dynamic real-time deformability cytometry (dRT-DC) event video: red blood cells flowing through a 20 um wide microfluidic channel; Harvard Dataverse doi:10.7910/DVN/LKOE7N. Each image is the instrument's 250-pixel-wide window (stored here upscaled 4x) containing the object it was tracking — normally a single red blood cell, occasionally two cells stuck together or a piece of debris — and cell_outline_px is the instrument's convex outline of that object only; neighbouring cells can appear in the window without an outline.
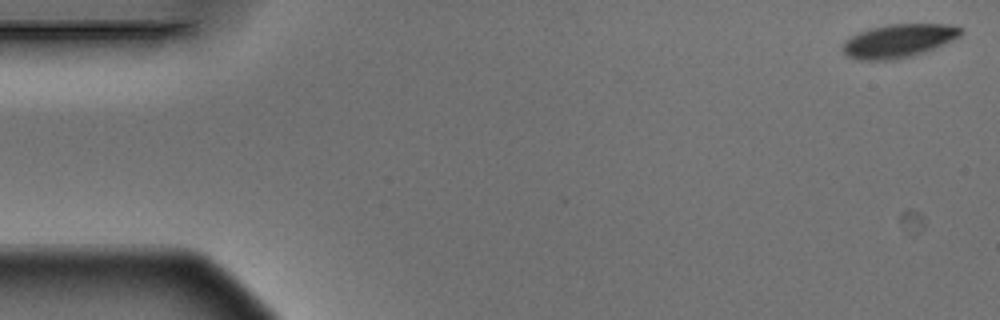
{"species": "Egyptian fruit bat (a non-hibernating species)", "species_latin": "Rousettus aegyptiacus", "temperature_condition": "warm", "stored_images_in_passage": 4, "camera_frame_rate_fps": 3000, "um_per_image_px": 0.085, "animal": {"sex": "male"}, "frame": {"image": 1, "passage_image": 1, "time_ms": 0.0, "image_size_px": [1000, 320], "cell_outline_px": [[964, 32], [960, 36], [952, 40], [924, 52], [912, 56], [896, 60], [860, 60], [848, 56], [844, 52], [844, 40], [860, 32], [872, 28], [892, 24], [956, 24], [964, 28]], "centroid_in_image_um": [76.44, 3.46], "position_along_channel_um": 8.6, "area_um2": 22.95}}
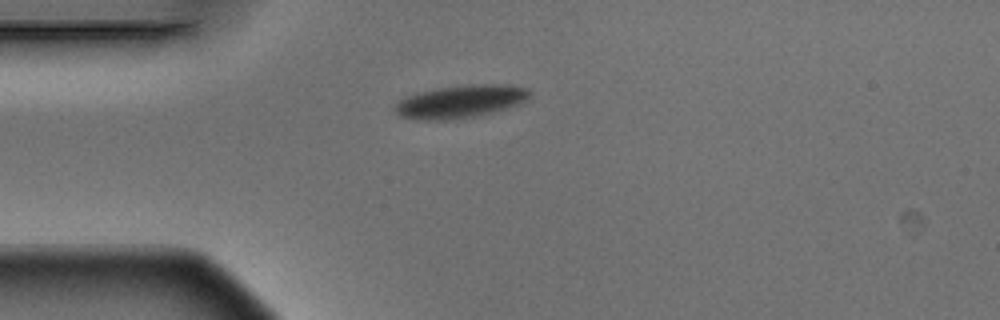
{"frame": {"image": 2, "passage_image": 4, "time_ms": 1.0, "image_size_px": [1000, 320], "cell_outline_px": [[532, 92], [520, 104], [492, 112], [476, 116], [452, 120], [416, 120], [400, 116], [392, 108], [400, 100], [408, 96], [420, 92], [440, 88], [468, 84], [508, 84], [528, 88]], "centroid_in_image_um": [39.15, 8.63], "position_along_channel_um": 45.9, "area_um2": 25.78}}